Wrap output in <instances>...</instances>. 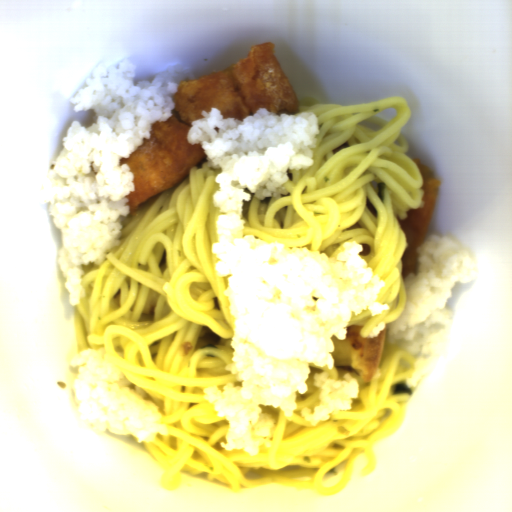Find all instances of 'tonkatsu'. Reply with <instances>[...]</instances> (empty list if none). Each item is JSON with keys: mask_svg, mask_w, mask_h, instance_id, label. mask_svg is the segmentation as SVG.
Instances as JSON below:
<instances>
[{"mask_svg": "<svg viewBox=\"0 0 512 512\" xmlns=\"http://www.w3.org/2000/svg\"><path fill=\"white\" fill-rule=\"evenodd\" d=\"M412 160L418 165L422 175L423 183L420 189L424 190V195L421 198L424 199V205L423 208L410 209L406 213L408 217L404 220L396 216L408 243L401 257L403 280L409 273L414 275L417 273L419 261L416 259L420 254L417 253L416 248L420 247L425 241L441 186L440 180L431 177L430 167L422 164L421 159L418 157Z\"/></svg>", "mask_w": 512, "mask_h": 512, "instance_id": "obj_2", "label": "tonkatsu"}, {"mask_svg": "<svg viewBox=\"0 0 512 512\" xmlns=\"http://www.w3.org/2000/svg\"><path fill=\"white\" fill-rule=\"evenodd\" d=\"M172 117L151 124L149 139L121 157L133 174L134 191L128 199L129 215L153 195L181 184L192 167L207 159L201 142L190 144L186 135L193 121L205 118L202 111L219 109L223 119L242 122L259 109L281 115L301 112L300 100L278 58L275 43L251 45L247 58H240L223 70L204 74L194 80H181L172 98Z\"/></svg>", "mask_w": 512, "mask_h": 512, "instance_id": "obj_1", "label": "tonkatsu"}]
</instances>
